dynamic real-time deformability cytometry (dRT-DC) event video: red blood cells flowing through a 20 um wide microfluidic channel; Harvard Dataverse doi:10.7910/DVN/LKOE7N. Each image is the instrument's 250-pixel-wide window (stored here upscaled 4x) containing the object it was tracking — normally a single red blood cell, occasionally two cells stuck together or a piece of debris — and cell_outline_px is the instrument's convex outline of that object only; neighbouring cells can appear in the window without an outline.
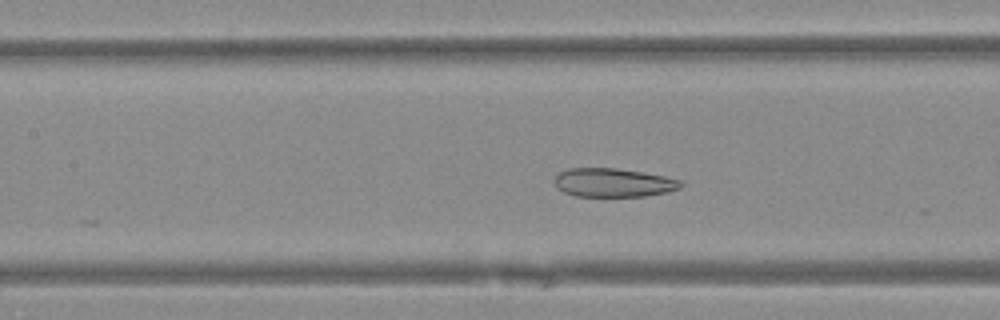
{"species": "Egyptian fruit bat (a non-hibernating species)", "species_latin": "Rousettus aegyptiacus", "temperature_condition": "warm", "stored_images_in_passage": 29, "camera_frame_rate_fps": 3000, "um_per_image_px": 0.085, "animal": {"sex": "female"}, "frame": {"image": 1, "passage_image": 20, "time_ms": 6.333, "image_size_px": [1000, 320], "cell_outline_px": [[684, 184], [680, 188], [668, 192], [644, 196], [576, 196], [564, 192], [556, 188], [552, 180], [560, 172], [568, 168], [616, 168], [664, 176], [680, 180]], "centroid_in_image_um": [52.1, 15.52], "position_along_channel_um": 155.3, "area_um2": 21.15}}